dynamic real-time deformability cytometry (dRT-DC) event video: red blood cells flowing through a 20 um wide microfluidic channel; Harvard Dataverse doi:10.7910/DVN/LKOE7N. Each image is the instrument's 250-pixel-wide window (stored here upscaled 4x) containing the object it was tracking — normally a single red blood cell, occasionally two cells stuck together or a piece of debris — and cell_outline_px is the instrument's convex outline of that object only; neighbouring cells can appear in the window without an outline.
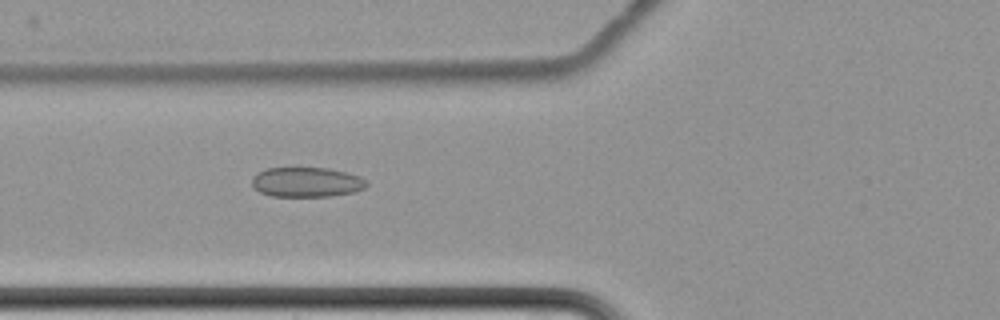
{"species": "common noctule bat (a hibernating species)", "species_latin": "Nyctalus noctula", "temperature_condition": "cold", "stored_images_in_passage": 8, "camera_frame_rate_fps": 3000, "um_per_image_px": 0.085, "animal": {"sex": "female", "body_mass_g": 22.7, "forearm_length_mm": 54.2}, "frame": {"image": 1, "passage_image": 8, "time_ms": 8.667, "image_size_px": [1000, 320], "cell_outline_px": [[368, 184], [364, 188], [352, 192], [328, 196], [272, 196], [260, 192], [252, 184], [252, 176], [256, 172], [264, 168], [328, 168], [348, 172], [360, 176], [368, 180]], "centroid_in_image_um": [26.06, 15.46], "position_along_channel_um": 99.7, "area_um2": 20.0}}